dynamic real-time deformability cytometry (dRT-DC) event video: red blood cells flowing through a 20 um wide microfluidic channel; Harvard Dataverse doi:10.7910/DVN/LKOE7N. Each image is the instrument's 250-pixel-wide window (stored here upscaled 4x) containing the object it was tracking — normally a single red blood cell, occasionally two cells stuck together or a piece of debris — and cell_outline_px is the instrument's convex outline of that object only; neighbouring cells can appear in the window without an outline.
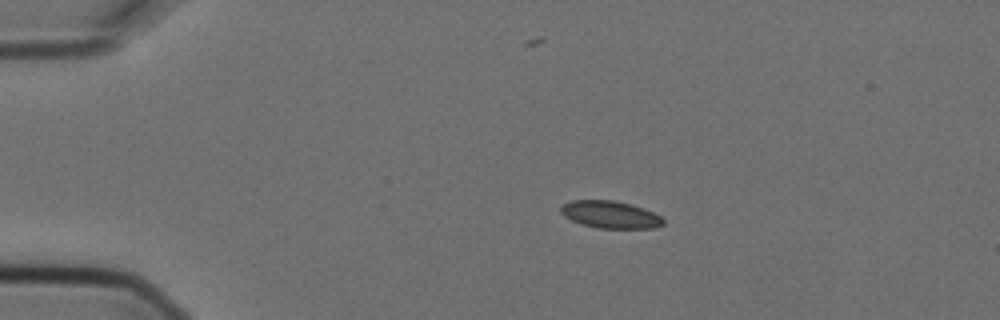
{"species": "Egyptian fruit bat (a non-hibernating species)", "species_latin": "Rousettus aegyptiacus", "temperature_condition": "cold", "stored_images_in_passage": 4, "camera_frame_rate_fps": 3000, "um_per_image_px": 0.085, "animal": {"sex": "female"}, "frame": {"image": 1, "passage_image": 2, "time_ms": 0.333, "image_size_px": [1000, 320], "cell_outline_px": [[664, 224], [656, 228], [596, 228], [580, 224], [564, 216], [560, 212], [560, 208], [564, 204], [572, 200], [612, 200], [644, 208], [660, 216], [664, 220]], "centroid_in_image_um": [51.87, 18.25], "position_along_channel_um": 33.1, "area_um2": 16.24}}